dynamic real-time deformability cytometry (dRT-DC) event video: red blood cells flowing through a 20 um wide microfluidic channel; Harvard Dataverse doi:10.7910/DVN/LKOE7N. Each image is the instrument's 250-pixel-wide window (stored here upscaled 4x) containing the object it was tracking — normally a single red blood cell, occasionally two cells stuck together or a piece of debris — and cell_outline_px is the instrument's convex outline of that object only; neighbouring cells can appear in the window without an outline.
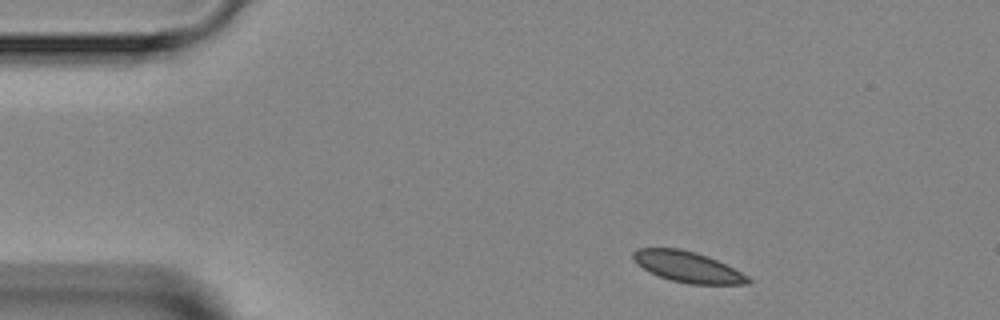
{"species": "Egyptian fruit bat (a non-hibernating species)", "species_latin": "Rousettus aegyptiacus", "temperature_condition": "room temperature", "stored_images_in_passage": 2, "camera_frame_rate_fps": 3000, "um_per_image_px": 0.085, "animal": {"sex": "female"}, "frame": {"image": 1, "passage_image": 1, "time_ms": 0.0, "image_size_px": [1000, 320], "cell_outline_px": [[752, 280], [748, 284], [688, 284], [672, 280], [648, 272], [636, 264], [632, 260], [632, 252], [636, 248], [680, 248], [696, 252], [708, 256], [748, 276]], "centroid_in_image_um": [58.39, 22.67], "position_along_channel_um": 26.6, "area_um2": 20.63}}